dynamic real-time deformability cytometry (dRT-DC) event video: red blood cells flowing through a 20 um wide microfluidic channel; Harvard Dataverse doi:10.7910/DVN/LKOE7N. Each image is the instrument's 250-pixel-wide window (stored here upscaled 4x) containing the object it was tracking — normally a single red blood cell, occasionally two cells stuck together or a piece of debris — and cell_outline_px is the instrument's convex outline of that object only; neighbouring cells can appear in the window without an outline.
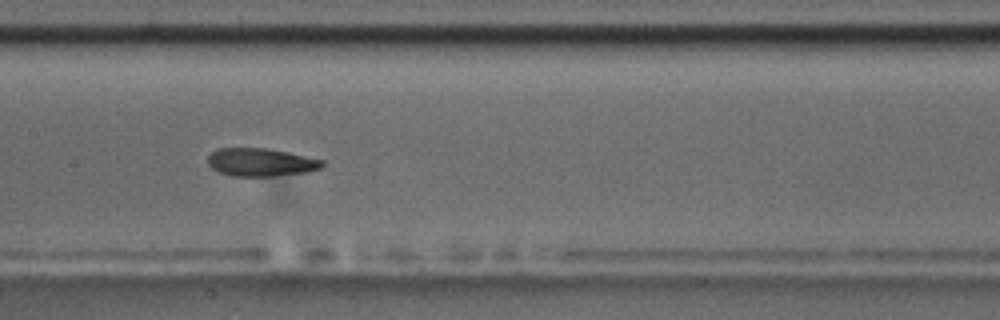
{"species": "common noctule bat (a hibernating species)", "species_latin": "Nyctalus noctula", "temperature_condition": "room temperature", "stored_images_in_passage": 10, "camera_frame_rate_fps": 3000, "um_per_image_px": 0.085, "animal": {"sex": "male", "body_mass_g": 17.5, "forearm_length_mm": 52.3}, "frame": {"image": 1, "passage_image": 7, "time_ms": 7.333, "image_size_px": [1000, 320], "cell_outline_px": [[324, 164], [320, 168], [308, 172], [272, 176], [232, 176], [220, 172], [212, 168], [208, 164], [208, 156], [216, 148], [268, 148], [288, 152], [324, 160]], "centroid_in_image_um": [22.17, 13.78], "position_along_channel_um": 185.2, "area_um2": 18.73}}